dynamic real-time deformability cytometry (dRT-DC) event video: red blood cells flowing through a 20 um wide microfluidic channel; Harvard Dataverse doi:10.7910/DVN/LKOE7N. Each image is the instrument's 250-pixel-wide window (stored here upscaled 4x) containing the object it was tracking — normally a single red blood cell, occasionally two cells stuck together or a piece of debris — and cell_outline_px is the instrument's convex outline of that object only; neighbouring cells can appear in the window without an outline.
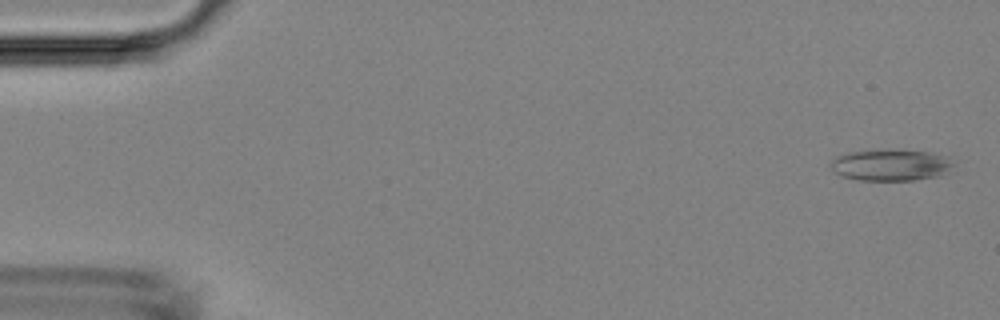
{"species": "Egyptian fruit bat (a non-hibernating species)", "species_latin": "Rousettus aegyptiacus", "temperature_condition": "room temperature", "stored_images_in_passage": 50, "camera_frame_rate_fps": 3000, "um_per_image_px": 0.085, "animal": {"sex": "female"}, "frame": {"image": 1, "passage_image": 2, "time_ms": 0.333, "image_size_px": [1000, 320], "cell_outline_px": [[956, 172], [944, 176], [916, 180], [856, 180], [840, 176], [832, 172], [828, 164], [836, 156], [848, 152], [880, 148], [896, 148], [932, 152], [948, 156], [956, 164]], "centroid_in_image_um": [75.81, 14.01], "position_along_channel_um": 9.2, "area_um2": 24.16}}
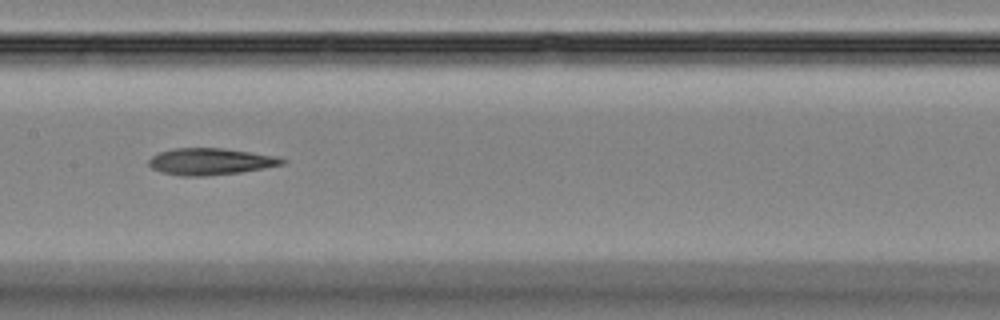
{"frame": {"image": 2, "passage_image": 25, "time_ms": 8.0, "image_size_px": [1000, 320], "cell_outline_px": [[288, 160], [284, 164], [264, 168], [240, 172], [204, 176], [180, 176], [160, 172], [152, 168], [148, 164], [148, 160], [152, 156], [160, 152], [176, 148], [220, 148], [276, 156]], "centroid_in_image_um": [17.87, 13.74], "position_along_channel_um": 189.5, "area_um2": 20.63}}
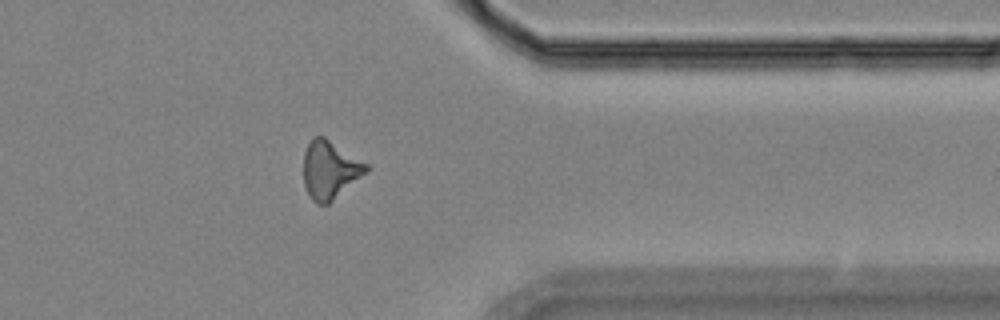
{"frame": {"image": 3, "passage_image": 40, "time_ms": 13.0, "image_size_px": [1000, 320], "cell_outline_px": [[372, 168], [368, 172], [328, 204], [316, 204], [312, 200], [304, 184], [304, 152], [312, 136], [324, 136], [368, 164]], "centroid_in_image_um": [28.06, 14.43], "position_along_channel_um": 383.3, "area_um2": 21.27}}